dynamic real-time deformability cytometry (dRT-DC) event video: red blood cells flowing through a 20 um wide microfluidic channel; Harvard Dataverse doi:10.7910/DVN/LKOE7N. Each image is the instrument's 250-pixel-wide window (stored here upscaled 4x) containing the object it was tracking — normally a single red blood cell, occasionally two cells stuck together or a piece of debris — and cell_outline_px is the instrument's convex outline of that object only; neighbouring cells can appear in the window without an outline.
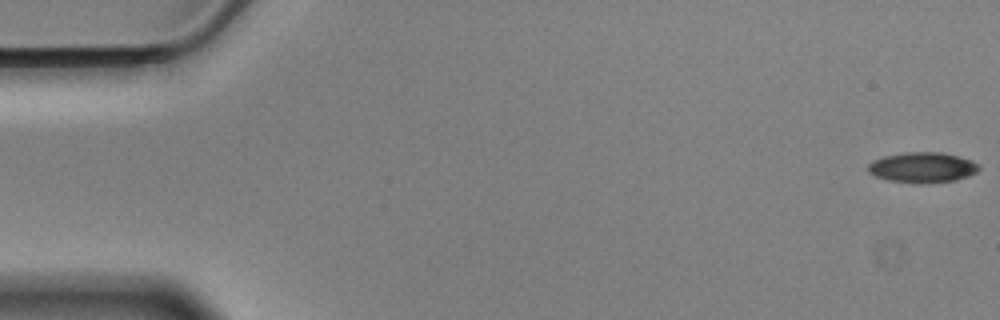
{"species": "Egyptian fruit bat (a non-hibernating species)", "species_latin": "Rousettus aegyptiacus", "temperature_condition": "cold", "stored_images_in_passage": 57, "camera_frame_rate_fps": 3000, "um_per_image_px": 0.085, "animal": {"sex": "male"}, "frame": {"image": 1, "passage_image": 1, "time_ms": 0.0, "image_size_px": [1000, 320], "cell_outline_px": [[980, 168], [976, 172], [968, 176], [956, 180], [928, 184], [920, 184], [888, 180], [876, 176], [868, 172], [868, 164], [872, 160], [884, 156], [904, 152], [944, 152], [972, 160], [980, 164]], "centroid_in_image_um": [78.43, 14.23], "position_along_channel_um": 6.6, "area_um2": 19.94}}
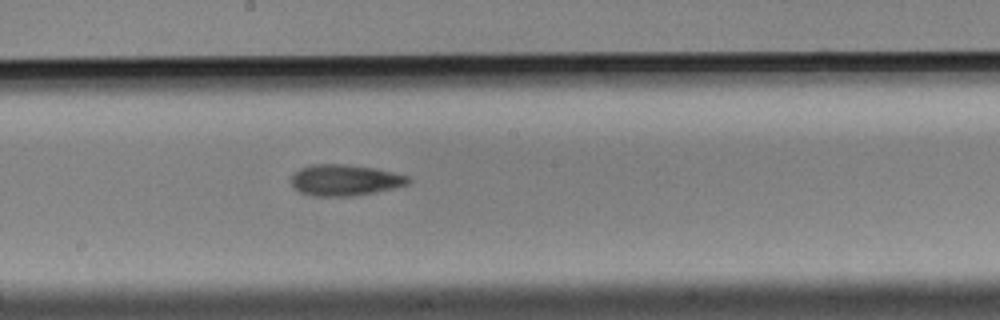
{"frame": {"image": 2, "passage_image": 31, "time_ms": 10.0, "image_size_px": [1000, 320], "cell_outline_px": [[412, 180], [408, 184], [392, 188], [352, 196], [312, 196], [300, 192], [292, 188], [292, 176], [300, 168], [312, 164], [344, 164], [376, 168], [408, 176]], "centroid_in_image_um": [29.29, 15.3], "position_along_channel_um": 218.9, "area_um2": 21.15}}
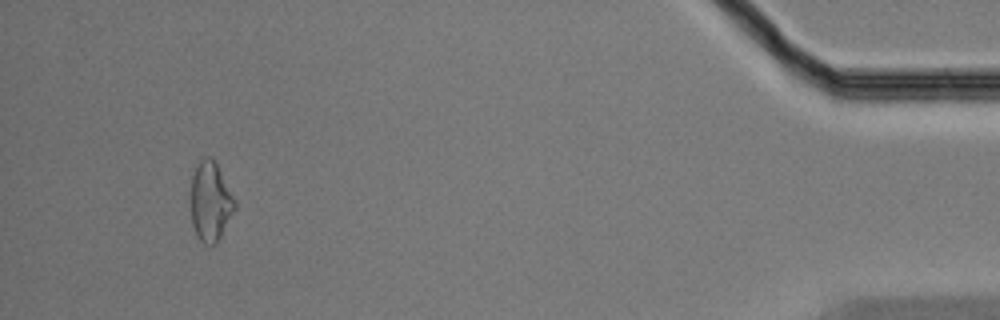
{"frame": {"image": 3, "passage_image": 54, "time_ms": 17.667, "image_size_px": [1000, 320], "cell_outline_px": [[236, 208], [216, 244], [204, 244], [196, 236], [192, 224], [188, 200], [188, 196], [192, 176], [200, 160], [204, 156], [208, 156], [216, 164], [236, 200]], "centroid_in_image_um": [17.84, 17.16], "position_along_channel_um": 417.4, "area_um2": 20.75}}